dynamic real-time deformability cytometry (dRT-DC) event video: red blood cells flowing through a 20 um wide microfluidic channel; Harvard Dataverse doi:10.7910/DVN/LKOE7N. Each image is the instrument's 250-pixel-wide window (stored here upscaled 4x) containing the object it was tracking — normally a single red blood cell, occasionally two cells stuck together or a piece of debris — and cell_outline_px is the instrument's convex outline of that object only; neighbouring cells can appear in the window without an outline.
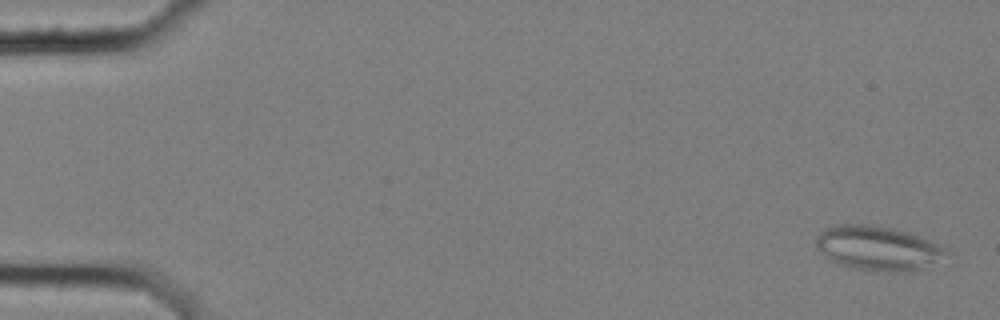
{"species": "common noctule bat (a hibernating species)", "species_latin": "Nyctalus noctula", "temperature_condition": "cold", "stored_images_in_passage": 57, "camera_frame_rate_fps": 3000, "um_per_image_px": 0.085, "animal": {"sex": "female", "body_mass_g": 25.1}, "frame": {"image": 1, "passage_image": 2, "time_ms": 0.333, "image_size_px": [1000, 320], "cell_outline_px": [[952, 252], [920, 268], [900, 272], [892, 272], [848, 268], [836, 264], [824, 256], [816, 248], [816, 236], [824, 228], [832, 224], [872, 224], [892, 228], [908, 232], [948, 248]], "centroid_in_image_um": [74.54, 21.08], "position_along_channel_um": 10.5, "area_um2": 33.81}}
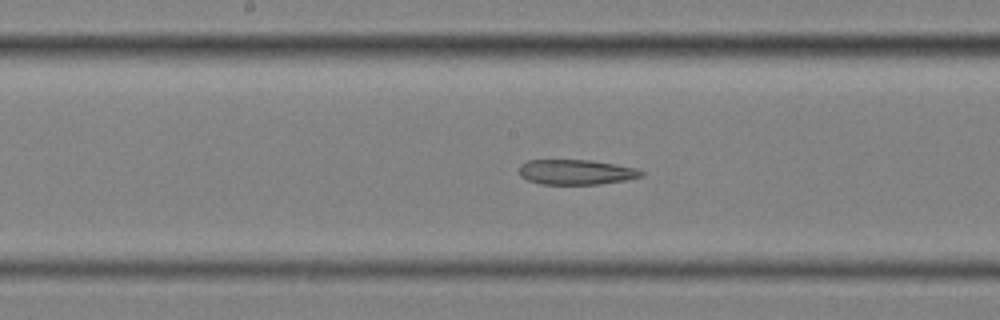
{"frame": {"image": 2, "passage_image": 30, "time_ms": 9.667, "image_size_px": [1000, 320], "cell_outline_px": [[644, 176], [628, 180], [596, 184], [540, 184], [528, 180], [520, 176], [520, 164], [528, 160], [592, 160], [636, 168], [644, 172]], "centroid_in_image_um": [48.98, 14.63], "position_along_channel_um": 199.2, "area_um2": 17.86}}
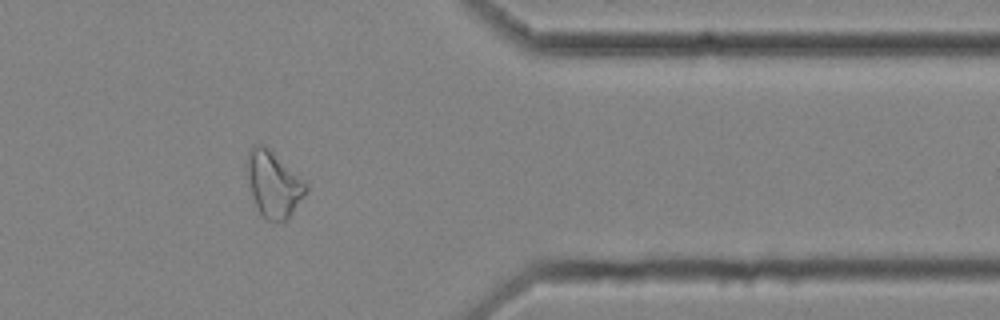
{"frame": {"image": 3, "passage_image": 47, "time_ms": 15.333, "image_size_px": [1000, 320], "cell_outline_px": [[308, 188], [288, 220], [268, 220], [260, 212], [252, 196], [248, 176], [248, 152], [252, 144], [264, 144], [308, 184]], "centroid_in_image_um": [23.26, 15.63], "position_along_channel_um": 388.1, "area_um2": 22.02}}